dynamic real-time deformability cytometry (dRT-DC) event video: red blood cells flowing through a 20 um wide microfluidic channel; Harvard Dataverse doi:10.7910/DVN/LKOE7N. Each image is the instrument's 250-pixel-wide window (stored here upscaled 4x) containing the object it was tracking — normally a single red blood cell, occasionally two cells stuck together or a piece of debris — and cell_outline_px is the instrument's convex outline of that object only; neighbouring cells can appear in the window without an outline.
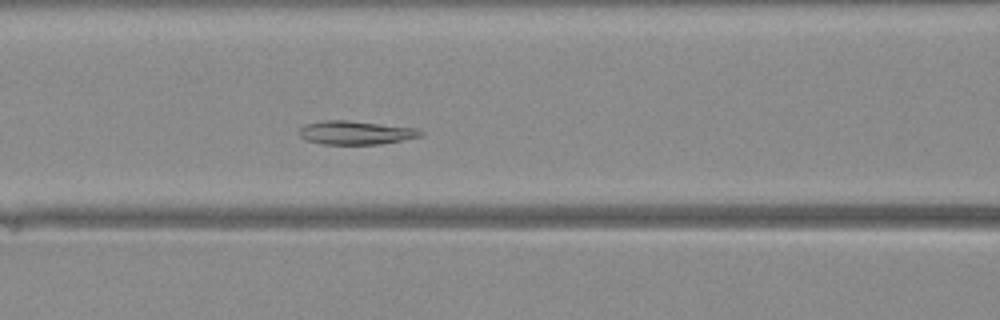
{"species": "Egyptian fruit bat (a non-hibernating species)", "species_latin": "Rousettus aegyptiacus", "temperature_condition": "warm", "stored_images_in_passage": 38, "camera_frame_rate_fps": 3000, "um_per_image_px": 0.085, "animal": {"sex": "female"}, "frame": {"image": 1, "passage_image": 13, "time_ms": 4.0, "image_size_px": [1000, 320], "cell_outline_px": [[424, 136], [380, 144], [324, 144], [304, 140], [300, 136], [300, 128], [304, 124], [324, 120], [344, 120], [416, 128], [424, 132]], "centroid_in_image_um": [30.23, 11.28], "position_along_channel_um": 136.4, "area_um2": 16.65}}
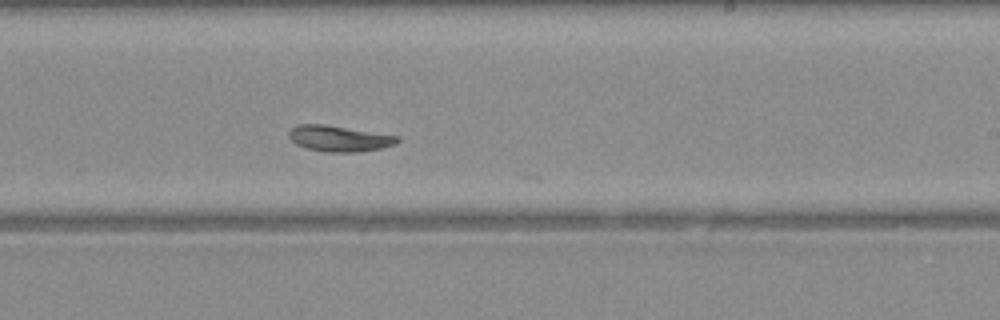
{"frame": {"image": 2, "passage_image": 21, "time_ms": 6.667, "image_size_px": [1000, 320], "cell_outline_px": [[400, 140], [396, 144], [380, 148], [360, 152], [328, 152], [308, 148], [296, 144], [288, 136], [288, 132], [296, 124], [324, 124], [400, 136]], "centroid_in_image_um": [28.84, 11.77], "position_along_channel_um": 260.2, "area_um2": 16.36}}
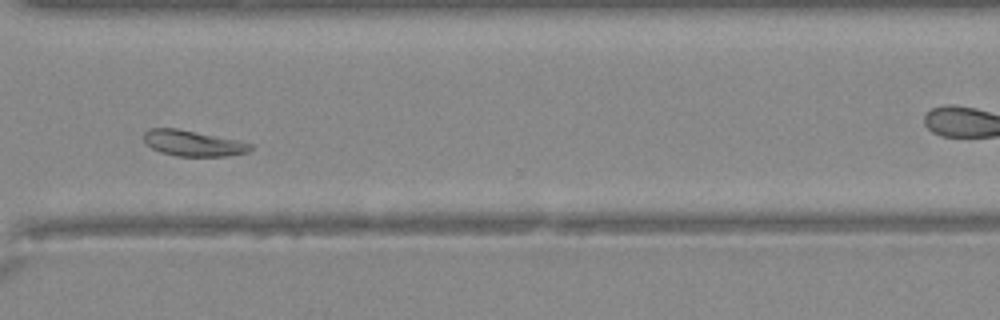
{"frame": {"image": 3, "passage_image": 27, "time_ms": 8.667, "image_size_px": [1000, 320], "cell_outline_px": [[252, 148], [248, 152], [224, 156], [176, 156], [160, 152], [152, 148], [144, 140], [144, 132], [148, 128], [176, 128], [236, 140], [252, 144]], "centroid_in_image_um": [16.37, 12.18], "position_along_channel_um": 354.2, "area_um2": 15.78}}